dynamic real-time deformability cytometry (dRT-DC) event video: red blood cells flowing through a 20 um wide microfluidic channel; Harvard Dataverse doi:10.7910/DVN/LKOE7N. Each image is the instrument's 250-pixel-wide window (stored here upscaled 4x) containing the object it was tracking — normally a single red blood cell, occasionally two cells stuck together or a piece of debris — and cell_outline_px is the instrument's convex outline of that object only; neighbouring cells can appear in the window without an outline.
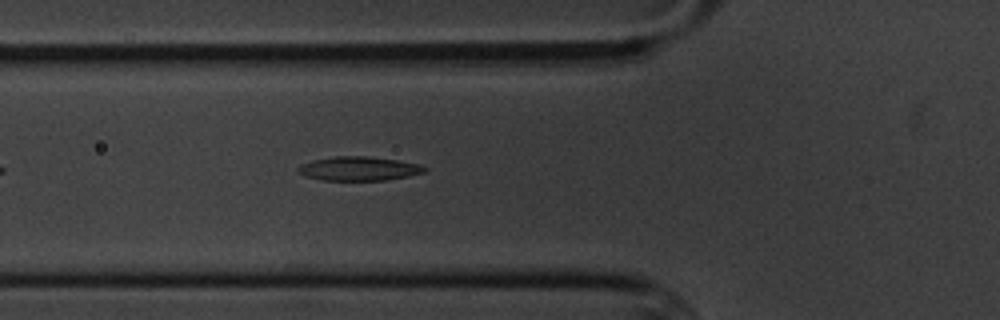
{"species": "common noctule bat (a hibernating species)", "species_latin": "Nyctalus noctula", "temperature_condition": "cold", "stored_images_in_passage": 2, "camera_frame_rate_fps": 3000, "um_per_image_px": 0.085, "animal": {"sex": "male", "body_mass_g": 20.1, "forearm_length_mm": 53.5}, "frame": {"image": 1, "passage_image": 2, "time_ms": 1.0, "image_size_px": [1000, 320], "cell_outline_px": [[428, 168], [424, 172], [408, 176], [384, 180], [324, 180], [308, 176], [300, 172], [296, 168], [300, 164], [312, 160], [336, 156], [368, 156], [396, 160], [420, 164]], "centroid_in_image_um": [30.52, 14.32], "position_along_channel_um": 95.3, "area_um2": 17.51}}